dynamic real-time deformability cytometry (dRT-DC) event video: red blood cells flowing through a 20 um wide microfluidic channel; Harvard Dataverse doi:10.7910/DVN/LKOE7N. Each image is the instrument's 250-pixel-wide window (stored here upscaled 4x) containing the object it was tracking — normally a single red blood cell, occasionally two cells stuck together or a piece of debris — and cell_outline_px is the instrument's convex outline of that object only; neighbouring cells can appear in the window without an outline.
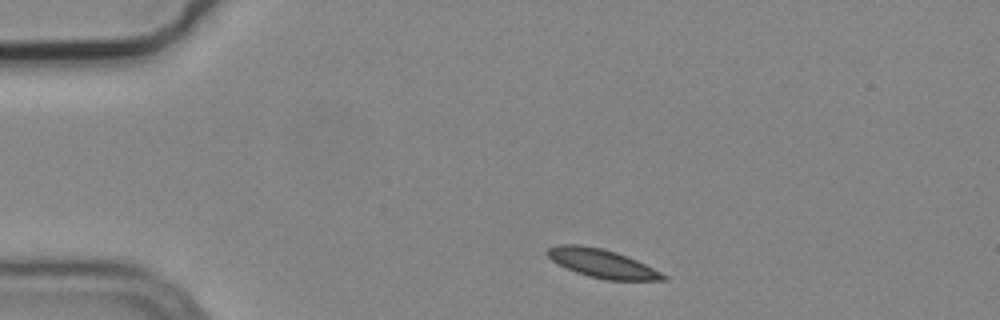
{"species": "common noctule bat (a hibernating species)", "species_latin": "Nyctalus noctula", "temperature_condition": "cold", "stored_images_in_passage": 5, "camera_frame_rate_fps": 3000, "um_per_image_px": 0.085, "animal": {"sex": "male", "body_mass_g": 19.2, "forearm_length_mm": 51.8}, "frame": {"image": 1, "passage_image": 1, "time_ms": 0.0, "image_size_px": [1000, 320], "cell_outline_px": [[668, 280], [604, 280], [588, 276], [576, 272], [552, 260], [544, 252], [548, 248], [560, 244], [580, 244], [604, 248], [616, 252], [636, 260], [668, 276]], "centroid_in_image_um": [51.16, 22.38], "position_along_channel_um": 33.8, "area_um2": 19.19}}
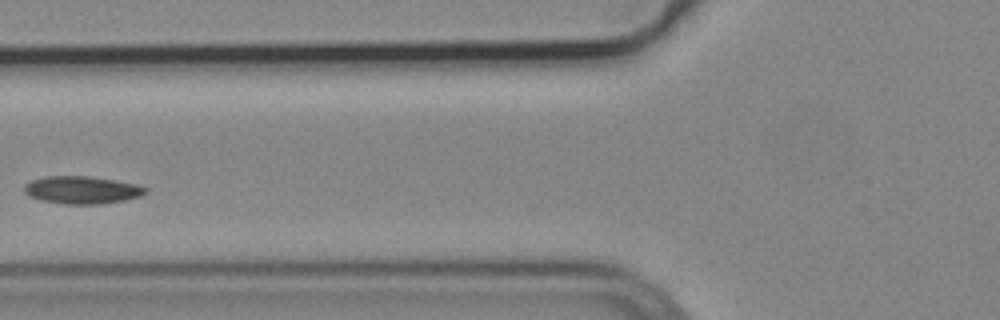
{"frame": {"image": 2, "passage_image": 4, "time_ms": 1.0, "image_size_px": [1000, 320], "cell_outline_px": [[148, 192], [140, 196], [124, 200], [100, 204], [64, 204], [40, 200], [28, 196], [24, 192], [24, 184], [32, 180], [48, 176], [88, 176], [116, 180], [136, 184], [148, 188]], "centroid_in_image_um": [6.96, 16.15], "position_along_channel_um": 118.8, "area_um2": 19.59}}
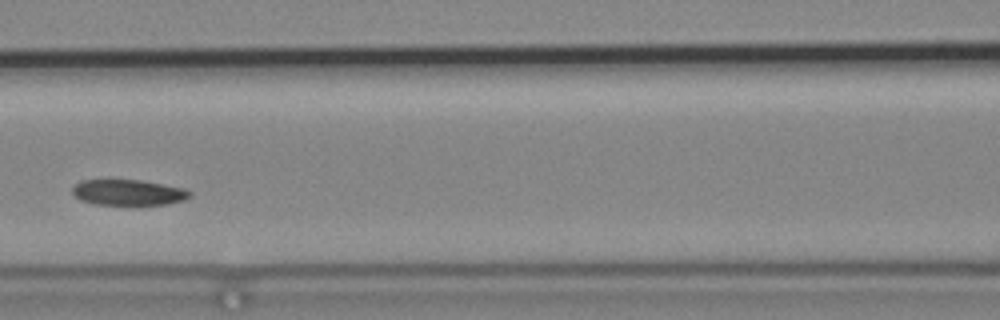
{"frame": {"image": 3, "passage_image": 5, "time_ms": 1.333, "image_size_px": [1000, 320], "cell_outline_px": [[192, 196], [184, 200], [168, 204], [136, 208], [132, 208], [96, 204], [80, 200], [72, 192], [72, 188], [76, 184], [84, 180], [140, 180], [184, 188], [192, 192]], "centroid_in_image_um": [10.96, 16.42], "position_along_channel_um": 155.6, "area_um2": 18.5}}